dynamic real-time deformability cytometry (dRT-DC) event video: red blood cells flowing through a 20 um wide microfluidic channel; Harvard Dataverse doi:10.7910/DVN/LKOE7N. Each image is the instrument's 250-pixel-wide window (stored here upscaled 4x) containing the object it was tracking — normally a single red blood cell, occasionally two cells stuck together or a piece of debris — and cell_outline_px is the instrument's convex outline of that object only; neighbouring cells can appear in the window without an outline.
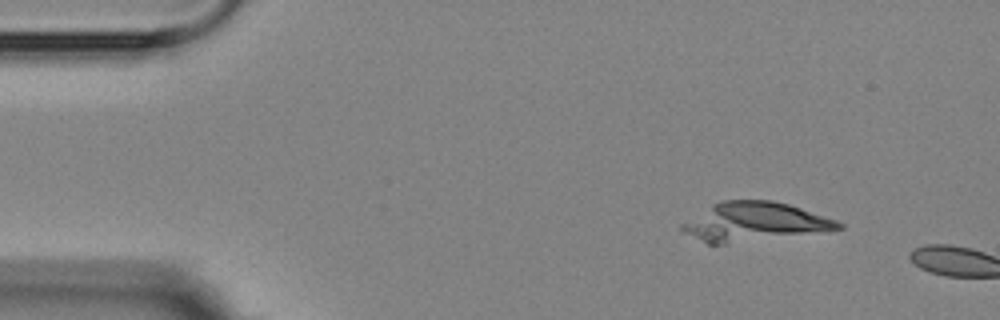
{"species": "Egyptian fruit bat (a non-hibernating species)", "species_latin": "Rousettus aegyptiacus", "temperature_condition": "room temperature", "stored_images_in_passage": 2, "camera_frame_rate_fps": 3000, "um_per_image_px": 0.085, "animal": {"sex": "female"}, "frame": {"image": 1, "passage_image": 1, "time_ms": 0.0, "image_size_px": [1000, 320], "cell_outline_px": [[844, 228], [724, 244], [708, 244], [684, 232], [680, 228], [680, 224], [712, 204], [724, 200], [772, 200], [788, 204], [836, 220], [844, 224]], "centroid_in_image_um": [64.07, 18.84], "position_along_channel_um": 20.9, "area_um2": 34.68}}